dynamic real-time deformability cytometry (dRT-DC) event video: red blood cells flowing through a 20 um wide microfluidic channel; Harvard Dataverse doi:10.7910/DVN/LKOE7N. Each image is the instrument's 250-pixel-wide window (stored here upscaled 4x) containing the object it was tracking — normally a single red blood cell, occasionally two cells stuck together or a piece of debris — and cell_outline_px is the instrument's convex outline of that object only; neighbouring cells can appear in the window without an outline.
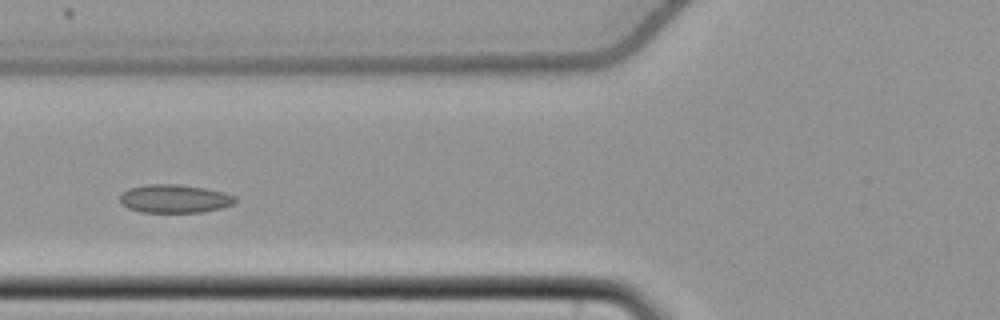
{"species": "common noctule bat (a hibernating species)", "species_latin": "Nyctalus noctula", "temperature_condition": "cold", "stored_images_in_passage": 43, "camera_frame_rate_fps": 3000, "um_per_image_px": 0.085, "animal": {"sex": "female", "body_mass_g": 22.7, "forearm_length_mm": 54.2}, "frame": {"image": 1, "passage_image": 10, "time_ms": 3.0, "image_size_px": [1000, 320], "cell_outline_px": [[236, 204], [204, 212], [140, 212], [128, 208], [120, 204], [120, 196], [128, 188], [144, 184], [180, 184], [204, 188], [224, 192], [236, 196]], "centroid_in_image_um": [14.84, 16.89], "position_along_channel_um": 111.0, "area_um2": 19.25}}
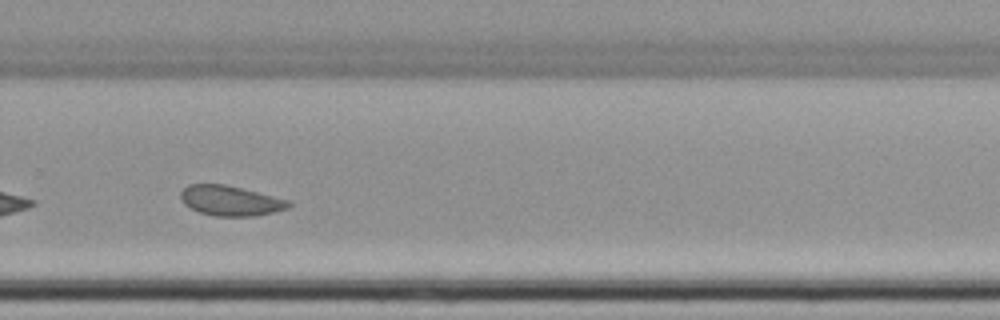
{"frame": {"image": 2, "passage_image": 26, "time_ms": 8.333, "image_size_px": [1000, 320], "cell_outline_px": [[292, 204], [288, 208], [256, 216], [216, 216], [200, 212], [184, 204], [180, 196], [180, 192], [188, 184], [224, 184], [292, 200]], "centroid_in_image_um": [19.62, 17.05], "position_along_channel_um": 310.2, "area_um2": 18.9}}
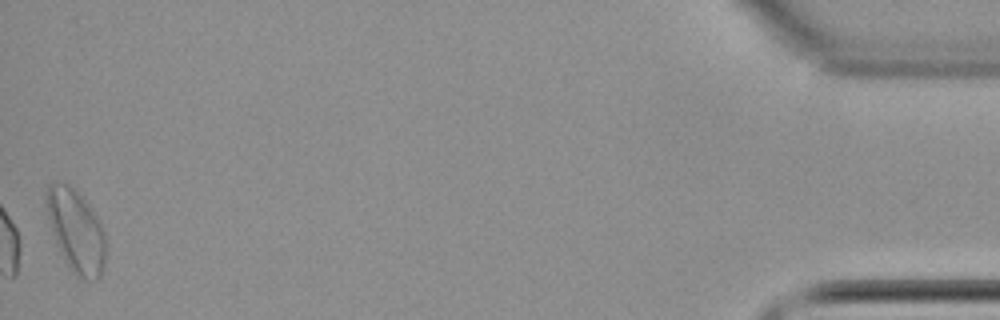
{"frame": {"image": 3, "passage_image": 43, "time_ms": 14.0, "image_size_px": [1000, 320], "cell_outline_px": [[108, 244], [104, 264], [100, 280], [80, 280], [72, 272], [64, 260], [56, 244], [48, 216], [44, 200], [44, 192], [48, 184], [56, 180], [60, 180], [68, 184], [92, 208], [100, 220]], "centroid_in_image_um": [6.47, 19.64], "position_along_channel_um": 428.7, "area_um2": 29.42}, "authors_computed_cell_mechanics": {"area_um2": 19.363, "velocity_mm_per_s": 3.7337, "shape_relaxation_time_tau1_ms": 7.4936, "shape_relaxation_time_tau2_ms": 2.4682, "deformation_change_tau1": 0.0668, "deformation_change_tau2": 0.0744}}